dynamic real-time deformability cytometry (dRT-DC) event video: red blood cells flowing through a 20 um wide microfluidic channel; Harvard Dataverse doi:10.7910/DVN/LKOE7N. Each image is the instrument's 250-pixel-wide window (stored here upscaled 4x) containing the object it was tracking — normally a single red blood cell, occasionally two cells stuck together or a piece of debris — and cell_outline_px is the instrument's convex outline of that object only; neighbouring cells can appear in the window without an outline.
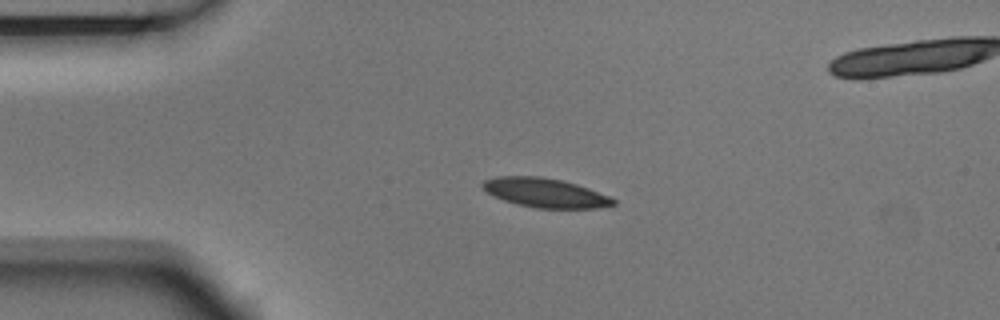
{"species": "Egyptian fruit bat (a non-hibernating species)", "species_latin": "Rousettus aegyptiacus", "temperature_condition": "room temperature", "stored_images_in_passage": 9, "camera_frame_rate_fps": 3000, "um_per_image_px": 0.085, "animal": {"sex": "male"}, "frame": {"image": 1, "passage_image": 3, "time_ms": 0.667, "image_size_px": [1000, 320], "cell_outline_px": [[616, 204], [596, 208], [536, 208], [516, 204], [492, 196], [480, 184], [484, 180], [496, 176], [540, 176], [560, 180], [576, 184], [588, 188], [608, 196], [616, 200]], "centroid_in_image_um": [46.3, 16.38], "position_along_channel_um": 38.7, "area_um2": 22.14}}
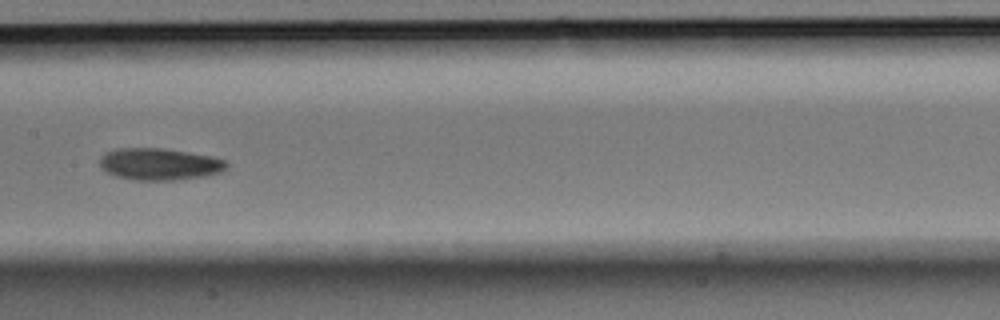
{"frame": {"image": 2, "passage_image": 7, "time_ms": 2.0, "image_size_px": [1000, 320], "cell_outline_px": [[228, 168], [220, 172], [204, 176], [172, 180], [136, 180], [116, 176], [100, 168], [100, 156], [116, 148], [164, 148], [212, 156], [224, 160], [228, 164]], "centroid_in_image_um": [13.55, 13.94], "position_along_channel_um": 193.8, "area_um2": 23.52}}
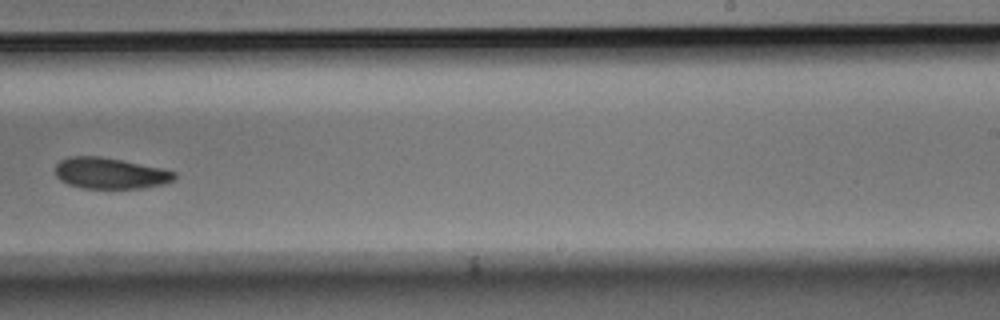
{"frame": {"image": 3, "passage_image": 9, "time_ms": 2.667, "image_size_px": [1000, 320], "cell_outline_px": [[176, 176], [172, 180], [164, 184], [140, 188], [80, 188], [68, 184], [60, 180], [56, 176], [56, 164], [60, 160], [68, 156], [100, 156], [160, 168], [176, 172]], "centroid_in_image_um": [9.32, 14.73], "position_along_channel_um": 279.7, "area_um2": 21.44}}